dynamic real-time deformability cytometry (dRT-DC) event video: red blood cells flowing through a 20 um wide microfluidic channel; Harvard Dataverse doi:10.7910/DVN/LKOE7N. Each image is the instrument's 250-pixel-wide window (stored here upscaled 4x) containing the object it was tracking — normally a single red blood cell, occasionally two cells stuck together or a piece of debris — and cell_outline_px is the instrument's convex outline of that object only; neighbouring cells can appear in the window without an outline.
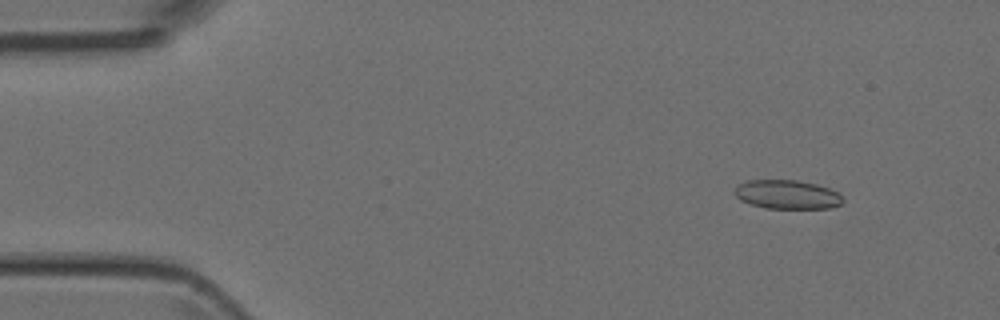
{"species": "Egyptian fruit bat (a non-hibernating species)", "species_latin": "Rousettus aegyptiacus", "temperature_condition": "room temperature", "stored_images_in_passage": 4, "camera_frame_rate_fps": 3000, "um_per_image_px": 0.085, "animal": {"sex": "female"}, "frame": {"image": 1, "passage_image": 2, "time_ms": 1.0, "image_size_px": [1000, 320], "cell_outline_px": [[844, 200], [840, 204], [828, 208], [764, 208], [740, 200], [732, 192], [740, 184], [748, 180], [796, 180], [816, 184], [828, 188], [836, 192]], "centroid_in_image_um": [66.88, 16.53], "position_along_channel_um": 18.1, "area_um2": 18.03}}